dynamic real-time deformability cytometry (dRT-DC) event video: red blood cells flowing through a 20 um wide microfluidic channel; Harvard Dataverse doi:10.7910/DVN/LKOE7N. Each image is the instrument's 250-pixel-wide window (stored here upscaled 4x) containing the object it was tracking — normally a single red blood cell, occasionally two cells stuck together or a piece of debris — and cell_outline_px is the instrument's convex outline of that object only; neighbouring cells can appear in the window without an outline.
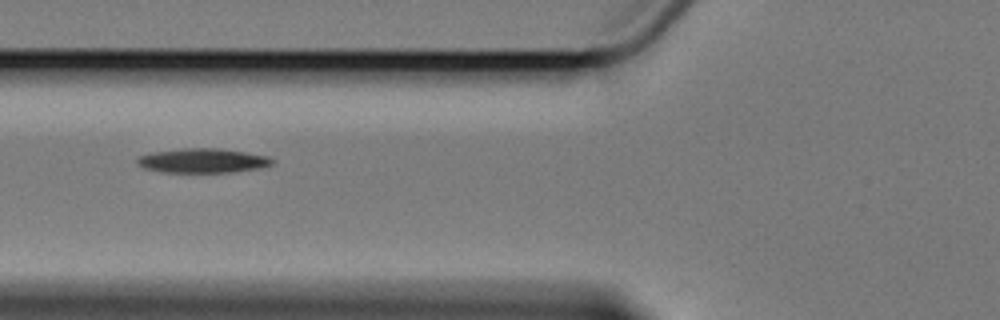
{"species": "Egyptian fruit bat (a non-hibernating species)", "species_latin": "Rousettus aegyptiacus", "temperature_condition": "cold", "stored_images_in_passage": 11, "camera_frame_rate_fps": 3000, "um_per_image_px": 0.085, "animal": {"sex": "female"}, "frame": {"image": 1, "passage_image": 5, "time_ms": 6.333, "image_size_px": [1000, 320], "cell_outline_px": [[276, 164], [264, 168], [232, 172], [160, 172], [144, 168], [136, 164], [136, 156], [152, 152], [180, 148], [220, 148], [268, 156], [276, 160]], "centroid_in_image_um": [17.25, 13.65], "position_along_channel_um": 108.5, "area_um2": 19.65}}
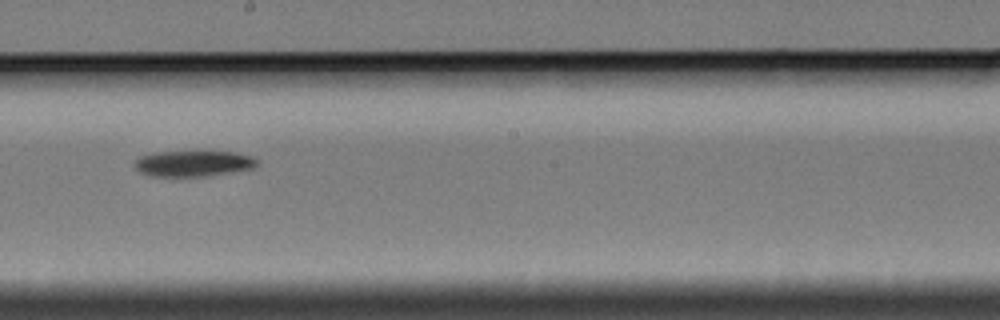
{"frame": {"image": 2, "passage_image": 8, "time_ms": 10.0, "image_size_px": [1000, 320], "cell_outline_px": [[256, 164], [252, 168], [200, 176], [152, 176], [140, 172], [136, 168], [136, 160], [140, 156], [156, 152], [236, 152], [252, 156], [256, 160]], "centroid_in_image_um": [16.39, 13.89], "position_along_channel_um": 231.8, "area_um2": 17.86}}
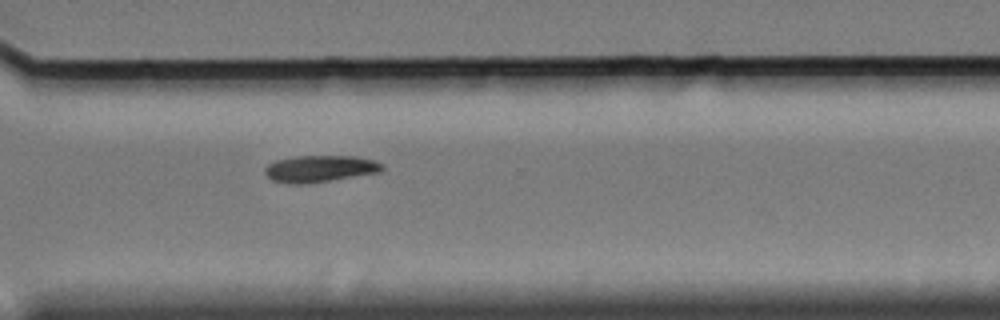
{"frame": {"image": 3, "passage_image": 11, "time_ms": 13.333, "image_size_px": [1000, 320], "cell_outline_px": [[384, 168], [380, 172], [328, 180], [300, 184], [292, 184], [272, 180], [264, 172], [264, 168], [268, 164], [276, 160], [296, 156], [356, 156], [372, 160], [384, 164]], "centroid_in_image_um": [27.18, 14.33], "position_along_channel_um": 343.4, "area_um2": 18.03}}